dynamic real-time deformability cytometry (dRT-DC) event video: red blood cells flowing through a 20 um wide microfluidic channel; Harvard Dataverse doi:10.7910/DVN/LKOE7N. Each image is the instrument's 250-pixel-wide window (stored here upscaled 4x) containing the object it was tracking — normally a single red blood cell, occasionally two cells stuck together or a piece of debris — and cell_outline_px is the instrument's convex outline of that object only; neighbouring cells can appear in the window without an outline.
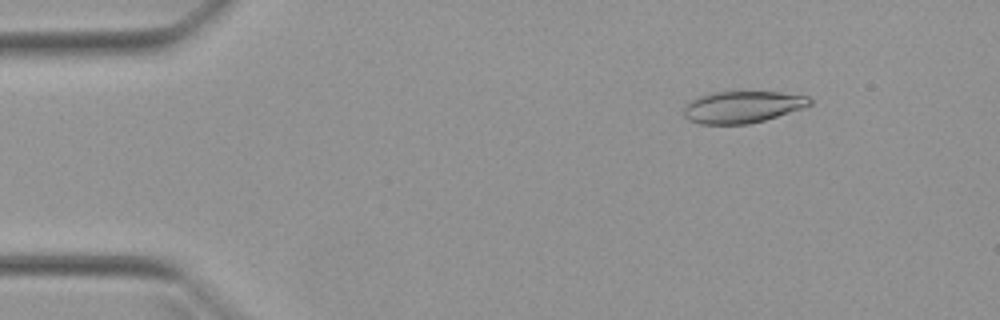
{"species": "Egyptian fruit bat (a non-hibernating species)", "species_latin": "Rousettus aegyptiacus", "temperature_condition": "warm", "stored_images_in_passage": 50, "camera_frame_rate_fps": 3000, "um_per_image_px": 0.085, "animal": {"sex": "female"}, "frame": {"image": 1, "passage_image": 6, "time_ms": 1.667, "image_size_px": [1000, 320], "cell_outline_px": [[812, 104], [764, 120], [748, 124], [700, 124], [688, 120], [684, 116], [684, 108], [692, 100], [700, 96], [712, 92], [780, 92], [808, 96], [812, 100]], "centroid_in_image_um": [63.09, 9.09], "position_along_channel_um": 21.9, "area_um2": 23.06}}
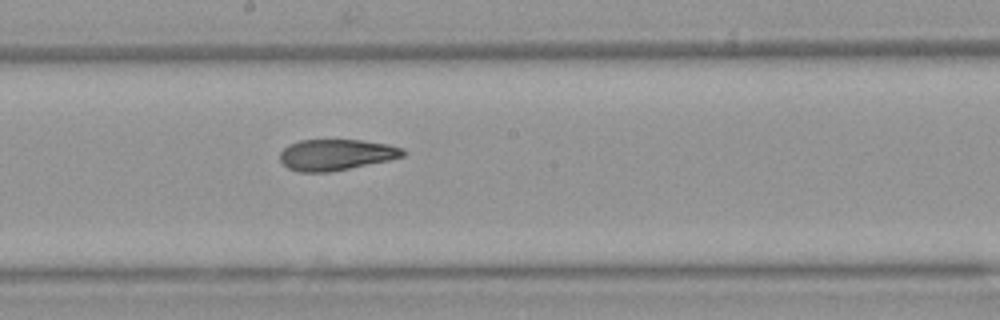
{"frame": {"image": 2, "passage_image": 27, "time_ms": 8.667, "image_size_px": [1000, 320], "cell_outline_px": [[408, 152], [404, 156], [388, 160], [332, 172], [296, 172], [288, 168], [280, 160], [280, 152], [288, 144], [300, 140], [360, 140], [388, 144], [404, 148]], "centroid_in_image_um": [28.57, 13.15], "position_along_channel_um": 219.6, "area_um2": 22.43}}
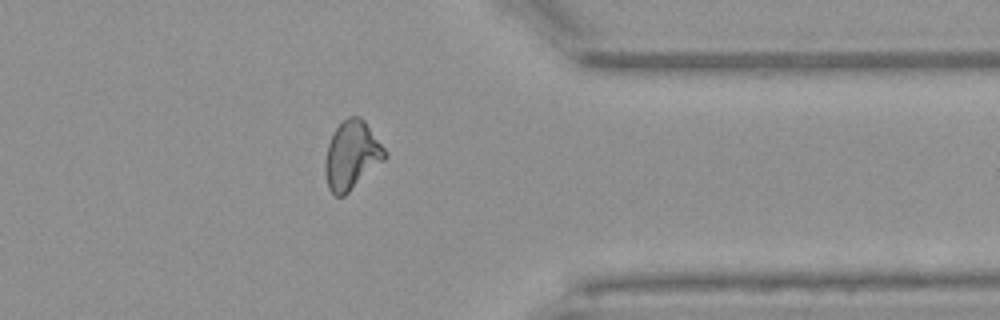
{"frame": {"image": 3, "passage_image": 40, "time_ms": 13.0, "image_size_px": [1000, 320], "cell_outline_px": [[388, 156], [384, 160], [344, 196], [336, 196], [328, 188], [324, 172], [324, 160], [328, 144], [332, 132], [348, 116], [360, 116], [364, 120], [388, 152]], "centroid_in_image_um": [29.89, 13.19], "position_along_channel_um": 381.5, "area_um2": 23.87}, "authors_computed_cell_mechanics": {"area_um2": 23.8425, "velocity_mm_per_s": 3.981, "shape_relaxation_time_tau1_ms": null, "shape_relaxation_time_tau2_ms": 3.0026, "deformation_change_tau1": null, "deformation_change_tau2": 0.1093}}